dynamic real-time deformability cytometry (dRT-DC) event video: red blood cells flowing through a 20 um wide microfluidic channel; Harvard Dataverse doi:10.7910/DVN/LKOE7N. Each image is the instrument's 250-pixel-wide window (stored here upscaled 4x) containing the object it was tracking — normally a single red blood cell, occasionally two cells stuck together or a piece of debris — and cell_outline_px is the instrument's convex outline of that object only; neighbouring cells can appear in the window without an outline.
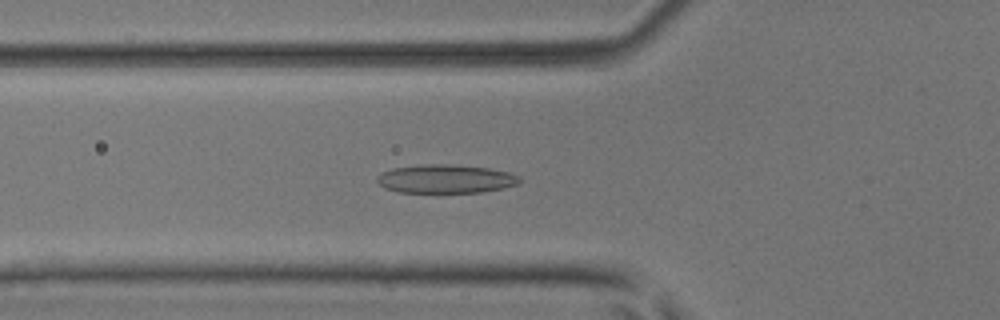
{"species": "common noctule bat (a hibernating species)", "species_latin": "Nyctalus noctula", "temperature_condition": "room temperature", "stored_images_in_passage": 50, "camera_frame_rate_fps": 3000, "um_per_image_px": 0.085, "animal": {"sex": "male", "body_mass_g": 17.9, "forearm_length_mm": 54.2}, "frame": {"image": 1, "passage_image": 18, "time_ms": 5.667, "image_size_px": [1000, 320], "cell_outline_px": [[524, 180], [520, 184], [504, 188], [480, 192], [400, 192], [384, 188], [376, 180], [376, 176], [380, 172], [392, 168], [428, 164], [452, 164], [488, 168], [508, 172], [520, 176]], "centroid_in_image_um": [37.91, 15.2], "position_along_channel_um": 87.9, "area_um2": 23.93}}
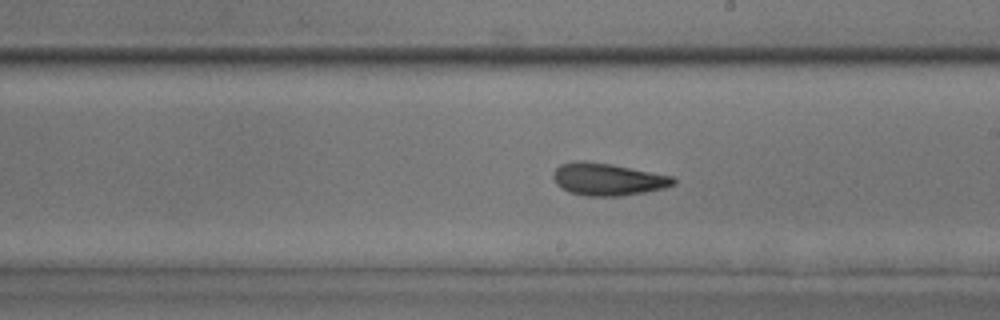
{"frame": {"image": 2, "passage_image": 29, "time_ms": 9.333, "image_size_px": [1000, 320], "cell_outline_px": [[676, 184], [664, 188], [644, 192], [620, 196], [588, 196], [568, 192], [556, 184], [552, 176], [552, 172], [560, 164], [572, 160], [584, 160], [612, 164], [672, 176], [676, 180]], "centroid_in_image_um": [51.61, 15.23], "position_along_channel_um": 237.4, "area_um2": 22.83}}
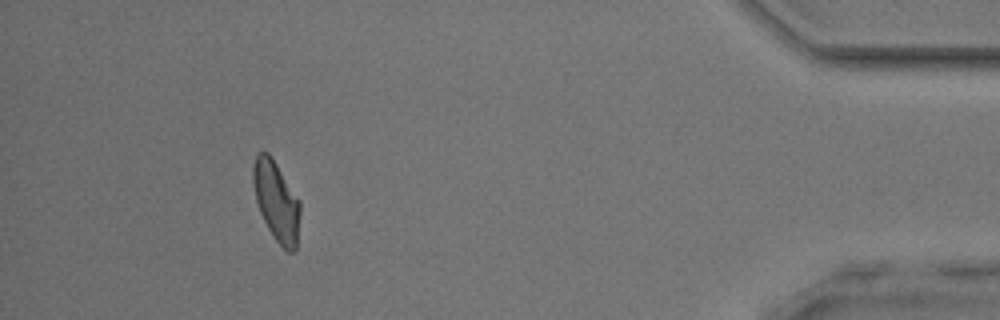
{"frame": {"image": 3, "passage_image": 46, "time_ms": 15.0, "image_size_px": [1000, 320], "cell_outline_px": [[300, 212], [296, 248], [292, 252], [288, 252], [276, 240], [268, 228], [260, 212], [256, 200], [252, 180], [252, 164], [256, 152], [268, 152], [300, 200]], "centroid_in_image_um": [23.47, 17.06], "position_along_channel_um": 411.7, "area_um2": 21.73}, "authors_computed_cell_mechanics": {"area_um2": 22.7732, "velocity_mm_per_s": 4.0805, "shape_relaxation_time_tau1_ms": 7.4462, "shape_relaxation_time_tau2_ms": 2.362, "deformation_change_tau1": 0.1883, "deformation_change_tau2": 0.1083}}